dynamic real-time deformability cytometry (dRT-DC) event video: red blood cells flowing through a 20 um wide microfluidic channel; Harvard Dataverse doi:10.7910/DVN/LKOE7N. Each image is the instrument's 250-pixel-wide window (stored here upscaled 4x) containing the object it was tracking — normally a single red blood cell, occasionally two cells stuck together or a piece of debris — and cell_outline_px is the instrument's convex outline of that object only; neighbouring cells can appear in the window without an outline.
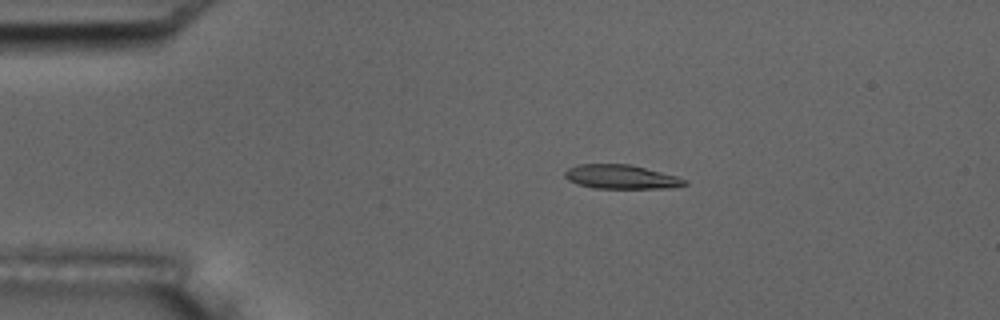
{"species": "common noctule bat (a hibernating species)", "species_latin": "Nyctalus noctula", "temperature_condition": "room temperature", "stored_images_in_passage": 54, "camera_frame_rate_fps": 3000, "um_per_image_px": 0.085, "animal": {"sex": "male", "body_mass_g": 17.5, "forearm_length_mm": 52.3}, "frame": {"image": 1, "passage_image": 11, "time_ms": 3.333, "image_size_px": [1000, 320], "cell_outline_px": [[688, 184], [668, 188], [596, 188], [576, 184], [568, 180], [564, 176], [564, 172], [568, 168], [576, 164], [632, 164], [676, 176], [688, 180]], "centroid_in_image_um": [52.78, 15.02], "position_along_channel_um": 32.2, "area_um2": 16.88}}
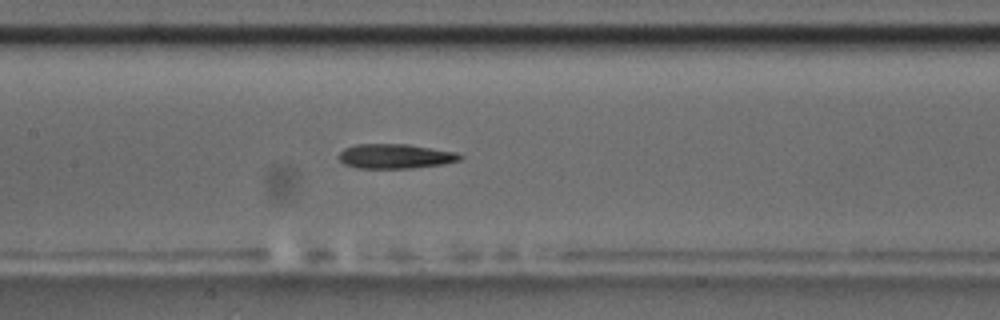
{"frame": {"image": 2, "passage_image": 26, "time_ms": 8.333, "image_size_px": [1000, 320], "cell_outline_px": [[464, 156], [460, 160], [444, 164], [412, 168], [356, 168], [344, 164], [340, 160], [340, 152], [344, 148], [356, 144], [408, 144], [456, 152]], "centroid_in_image_um": [33.61, 13.28], "position_along_channel_um": 173.8, "area_um2": 17.4}}
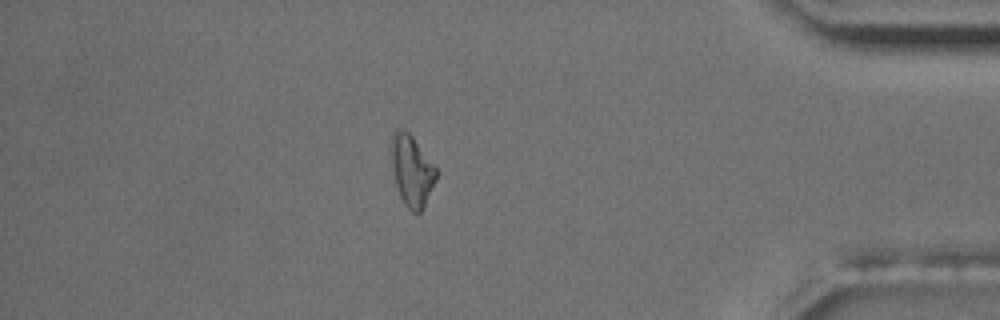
{"frame": {"image": 3, "passage_image": 47, "time_ms": 15.333, "image_size_px": [1000, 320], "cell_outline_px": [[436, 180], [424, 208], [420, 212], [412, 212], [404, 204], [400, 196], [396, 184], [388, 144], [392, 132], [396, 128], [400, 128], [408, 132], [412, 136], [436, 168]], "centroid_in_image_um": [34.96, 14.47], "position_along_channel_um": 400.2, "area_um2": 18.73}}